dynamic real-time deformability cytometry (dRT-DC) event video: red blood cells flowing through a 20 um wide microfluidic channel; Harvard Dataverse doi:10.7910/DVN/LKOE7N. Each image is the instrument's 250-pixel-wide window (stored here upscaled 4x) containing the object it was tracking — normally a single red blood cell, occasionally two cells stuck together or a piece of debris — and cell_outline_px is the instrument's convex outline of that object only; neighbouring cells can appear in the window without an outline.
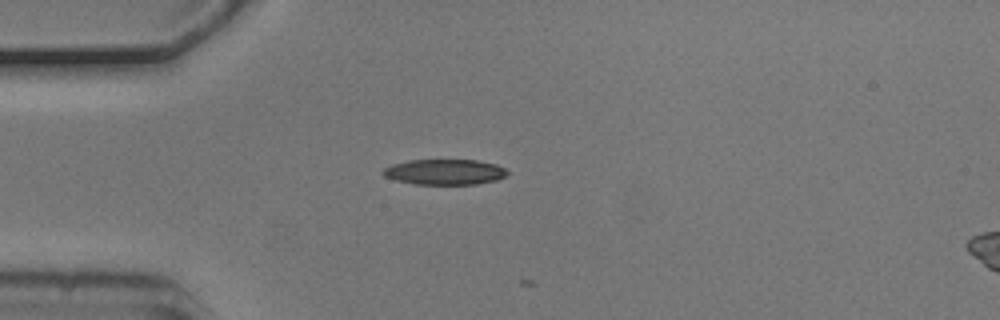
{"species": "common noctule bat (a hibernating species)", "species_latin": "Nyctalus noctula", "temperature_condition": "cold", "stored_images_in_passage": 3, "camera_frame_rate_fps": 3000, "um_per_image_px": 0.085, "animal": {"sex": "male", "body_mass_g": 20.5, "forearm_length_mm": 52.5}, "frame": {"image": 1, "passage_image": 1, "time_ms": 0.0, "image_size_px": [1000, 320], "cell_outline_px": [[508, 172], [504, 176], [496, 180], [476, 184], [416, 184], [396, 180], [384, 176], [380, 172], [384, 168], [392, 164], [408, 160], [476, 160], [496, 164], [504, 168]], "centroid_in_image_um": [37.76, 14.61], "position_along_channel_um": 47.2, "area_um2": 18.38}}